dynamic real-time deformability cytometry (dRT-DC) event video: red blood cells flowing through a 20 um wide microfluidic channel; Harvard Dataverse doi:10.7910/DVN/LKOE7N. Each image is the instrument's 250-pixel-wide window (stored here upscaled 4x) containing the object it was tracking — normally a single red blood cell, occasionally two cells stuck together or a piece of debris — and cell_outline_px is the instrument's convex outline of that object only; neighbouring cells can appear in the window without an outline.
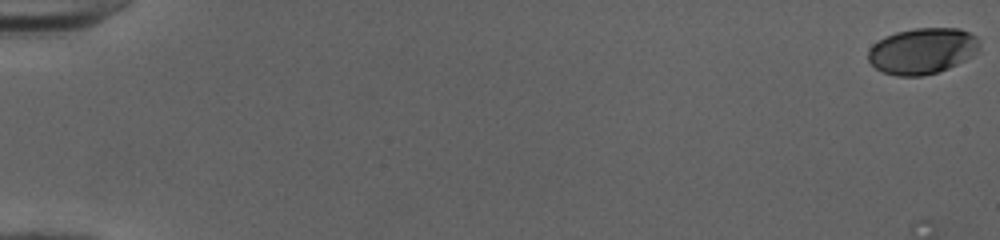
{"species": "human", "species_latin": "Homo sapiens", "temperature_condition": "cold", "stored_images_in_passage": 16, "camera_frame_rate_fps": 3000, "um_per_image_px": 0.085, "donor": {"sex": "female"}, "frame": {"image": 1, "passage_image": 1, "time_ms": 0.0, "image_size_px": [1000, 240], "cell_outline_px": [[980, 48], [972, 56], [948, 68], [936, 72], [920, 76], [896, 76], [880, 72], [868, 60], [868, 52], [872, 44], [884, 36], [896, 32], [916, 28], [960, 28], [976, 36], [980, 40]], "centroid_in_image_um": [78.38, 4.32], "position_along_channel_um": 6.6, "area_um2": 30.0}}